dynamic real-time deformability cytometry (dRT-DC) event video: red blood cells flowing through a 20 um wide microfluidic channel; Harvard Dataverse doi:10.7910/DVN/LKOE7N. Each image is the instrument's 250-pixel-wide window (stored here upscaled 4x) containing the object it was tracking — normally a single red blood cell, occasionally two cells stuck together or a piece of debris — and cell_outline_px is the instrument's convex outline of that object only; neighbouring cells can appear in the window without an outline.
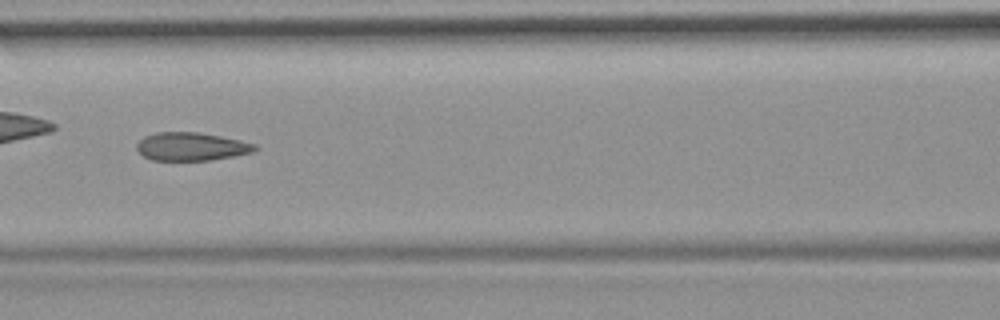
{"species": "common noctule bat (a hibernating species)", "species_latin": "Nyctalus noctula", "temperature_condition": "room temperature", "stored_images_in_passage": 52, "camera_frame_rate_fps": 3000, "um_per_image_px": 0.085, "animal": {"sex": "female", "body_mass_g": 19.9}, "frame": {"image": 1, "passage_image": 23, "time_ms": 7.333, "image_size_px": [1000, 320], "cell_outline_px": [[260, 148], [252, 152], [212, 160], [152, 160], [144, 156], [136, 148], [136, 144], [144, 136], [156, 132], [196, 132], [220, 136], [240, 140], [256, 144]], "centroid_in_image_um": [16.27, 12.45], "position_along_channel_um": 150.3, "area_um2": 19.36}, "authors_computed_cell_mechanics": {"area_um2": 20.4323, "velocity_mm_per_s": 3.7554, "shape_relaxation_time_tau1_ms": null, "shape_relaxation_time_tau2_ms": 1.8907, "deformation_change_tau1": null, "deformation_change_tau2": 0.0967}}